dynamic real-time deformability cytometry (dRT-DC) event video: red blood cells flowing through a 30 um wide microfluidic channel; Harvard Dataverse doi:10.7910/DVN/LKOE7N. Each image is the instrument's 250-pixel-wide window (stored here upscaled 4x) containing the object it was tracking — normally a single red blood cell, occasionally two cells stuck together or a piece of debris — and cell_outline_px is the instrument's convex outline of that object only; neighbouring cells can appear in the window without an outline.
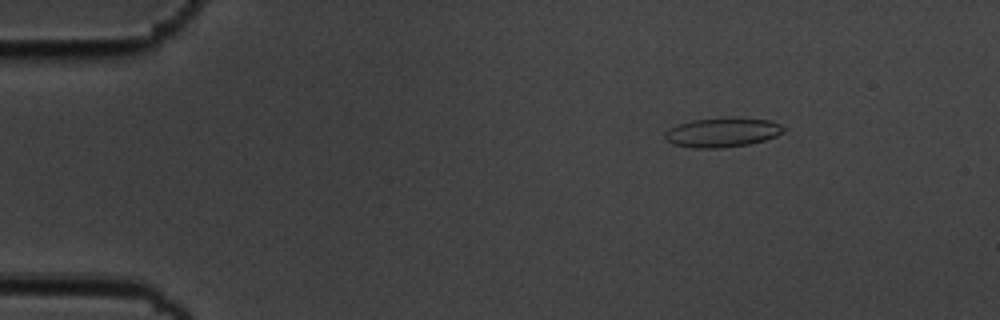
{"species": "common noctule bat (a hibernating species)", "species_latin": "Nyctalus noctula", "temperature_condition": "cold", "stored_images_in_passage": 3, "camera_frame_rate_fps": 3000, "um_per_image_px": 0.085, "animal": {"sex": "male", "body_mass_g": 19.5, "forearm_length_mm": 54.6}, "frame": {"image": 1, "passage_image": 1, "time_ms": 0.0, "image_size_px": [1000, 320], "cell_outline_px": [[788, 128], [784, 132], [776, 136], [764, 140], [748, 144], [716, 148], [692, 148], [672, 144], [664, 136], [664, 132], [668, 128], [676, 124], [692, 120], [768, 120], [780, 124]], "centroid_in_image_um": [61.36, 11.29], "position_along_channel_um": 23.6, "area_um2": 19.59}}